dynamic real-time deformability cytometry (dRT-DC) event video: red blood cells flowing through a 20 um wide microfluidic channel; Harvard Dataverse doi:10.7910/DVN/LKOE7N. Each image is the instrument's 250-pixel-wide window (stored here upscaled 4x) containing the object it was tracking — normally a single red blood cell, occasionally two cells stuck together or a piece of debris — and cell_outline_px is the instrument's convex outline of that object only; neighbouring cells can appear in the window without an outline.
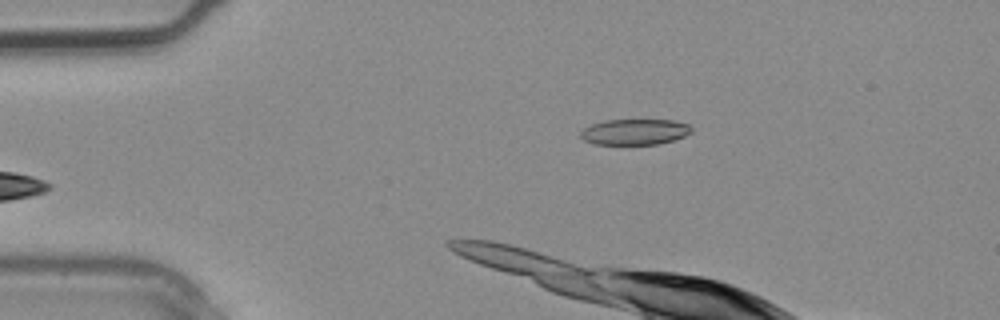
{"species": "common noctule bat (a hibernating species)", "species_latin": "Nyctalus noctula", "temperature_condition": "warm", "stored_images_in_passage": 3, "camera_frame_rate_fps": 3000, "um_per_image_px": 0.085, "animal": {"sex": "male", "body_mass_g": 20.4}, "frame": {"image": 1, "passage_image": 1, "time_ms": 0.0, "image_size_px": [1000, 320], "cell_outline_px": [[692, 132], [684, 136], [660, 144], [596, 144], [584, 140], [580, 136], [580, 132], [584, 128], [592, 124], [604, 120], [672, 120], [688, 124], [692, 128]], "centroid_in_image_um": [53.95, 11.2], "position_along_channel_um": 31.0, "area_um2": 16.59}}